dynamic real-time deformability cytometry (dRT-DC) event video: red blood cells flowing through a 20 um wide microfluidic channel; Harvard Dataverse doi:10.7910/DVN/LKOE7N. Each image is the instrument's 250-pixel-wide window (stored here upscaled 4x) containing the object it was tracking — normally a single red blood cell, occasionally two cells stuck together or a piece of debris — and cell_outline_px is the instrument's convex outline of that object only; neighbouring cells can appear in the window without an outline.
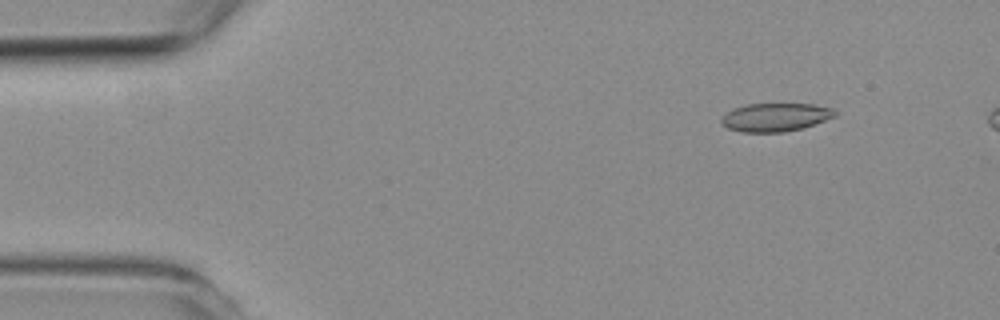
{"species": "common noctule bat (a hibernating species)", "species_latin": "Nyctalus noctula", "temperature_condition": "room temperature", "stored_images_in_passage": 5, "camera_frame_rate_fps": 3000, "um_per_image_px": 0.085, "animal": {"sex": "female", "body_mass_g": 19.3, "forearm_length_mm": 54.1}, "frame": {"image": 1, "passage_image": 2, "time_ms": 1.0, "image_size_px": [1000, 320], "cell_outline_px": [[836, 116], [804, 128], [784, 132], [740, 132], [728, 128], [720, 120], [732, 108], [744, 104], [816, 104], [836, 108]], "centroid_in_image_um": [65.96, 9.96], "position_along_channel_um": 19.0, "area_um2": 18.9}}